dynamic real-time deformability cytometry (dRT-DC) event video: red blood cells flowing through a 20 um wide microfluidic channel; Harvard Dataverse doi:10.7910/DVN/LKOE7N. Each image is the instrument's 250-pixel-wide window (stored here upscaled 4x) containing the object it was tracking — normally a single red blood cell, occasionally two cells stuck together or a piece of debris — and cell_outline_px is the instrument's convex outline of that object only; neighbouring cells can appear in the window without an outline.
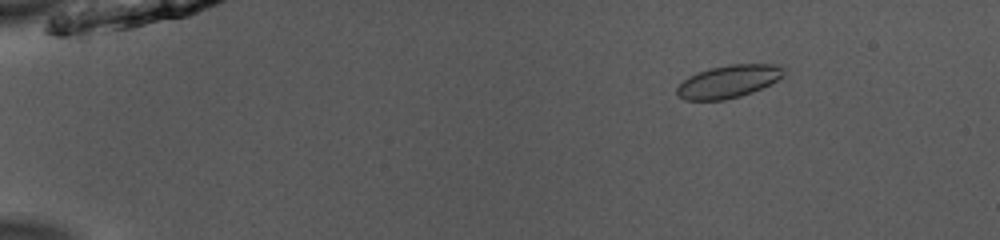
{"species": "common noctule bat (a hibernating species)", "species_latin": "Nyctalus noctula", "temperature_condition": "room temperature", "stored_images_in_passage": 53, "camera_frame_rate_fps": 3000, "um_per_image_px": 0.085, "animal": {"sex": "male", "body_mass_g": 13.0, "forearm_length_mm": 53.1}, "frame": {"image": 1, "passage_image": 9, "time_ms": 2.667, "image_size_px": [1000, 240], "cell_outline_px": [[788, 72], [784, 76], [752, 92], [740, 96], [724, 100], [684, 100], [676, 92], [676, 88], [688, 76], [696, 72], [728, 64], [784, 64]], "centroid_in_image_um": [61.97, 6.9], "position_along_channel_um": 23.0, "area_um2": 20.52}}
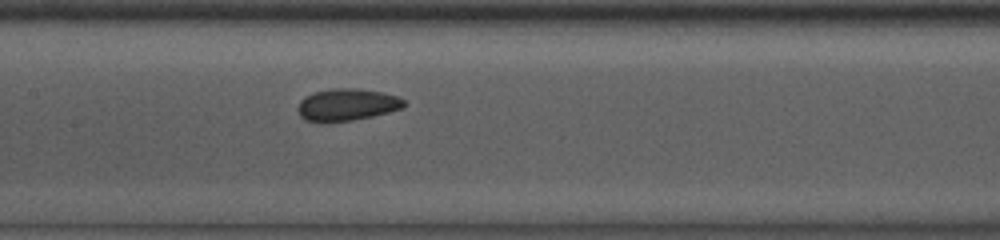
{"frame": {"image": 2, "passage_image": 28, "time_ms": 9.0, "image_size_px": [1000, 240], "cell_outline_px": [[408, 104], [404, 108], [372, 116], [352, 120], [328, 124], [316, 124], [304, 120], [300, 116], [296, 108], [300, 100], [304, 96], [312, 92], [332, 88], [356, 88], [380, 92], [396, 96], [404, 100]], "centroid_in_image_um": [29.41, 8.93], "position_along_channel_um": 178.0, "area_um2": 20.52}}
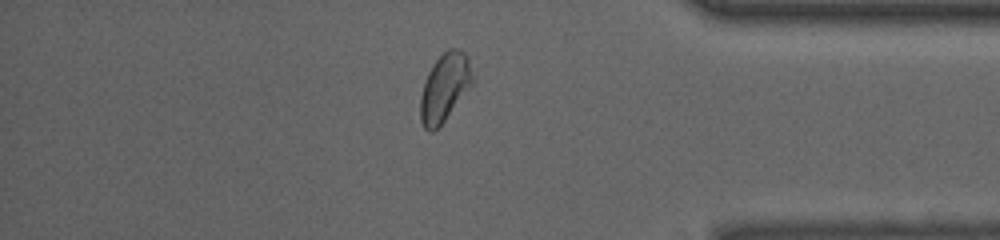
{"frame": {"image": 3, "passage_image": 46, "time_ms": 15.0, "image_size_px": [1000, 240], "cell_outline_px": [[472, 84], [444, 120], [432, 132], [428, 132], [424, 128], [420, 120], [420, 96], [428, 72], [432, 64], [448, 48], [456, 48], [464, 52], [468, 56], [472, 76]], "centroid_in_image_um": [37.77, 7.42], "position_along_channel_um": 397.4, "area_um2": 20.29}, "authors_computed_cell_mechanics": {"area_um2": 20.1144, "velocity_mm_per_s": 3.9419, "shape_relaxation_time_tau1_ms": 5.014, "shape_relaxation_time_tau2_ms": 1.5139, "deformation_change_tau1": 0.0857, "deformation_change_tau2": 0.0482}}